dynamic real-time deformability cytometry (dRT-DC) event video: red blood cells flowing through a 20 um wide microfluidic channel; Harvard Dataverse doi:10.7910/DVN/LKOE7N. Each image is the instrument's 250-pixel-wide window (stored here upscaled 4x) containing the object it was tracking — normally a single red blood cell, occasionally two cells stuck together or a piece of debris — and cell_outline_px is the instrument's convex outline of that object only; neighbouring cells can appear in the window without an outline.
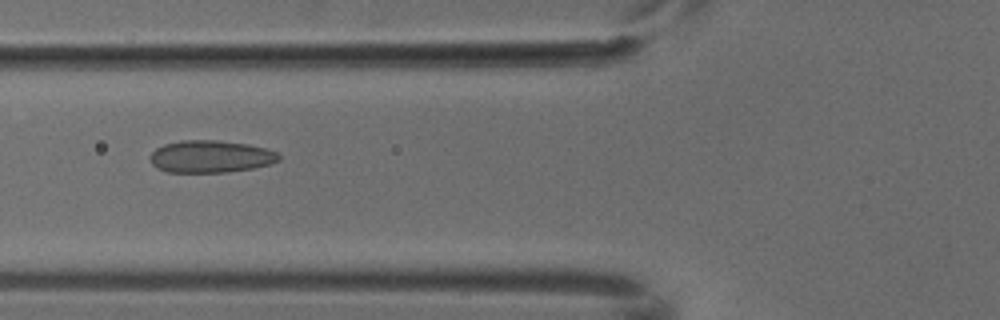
{"species": "common noctule bat (a hibernating species)", "species_latin": "Nyctalus noctula", "temperature_condition": "cold", "stored_images_in_passage": 2, "camera_frame_rate_fps": 3000, "um_per_image_px": 0.085, "animal": {"sex": "male", "body_mass_g": 18.8}, "frame": {"image": 1, "passage_image": 2, "time_ms": 0.333, "image_size_px": [1000, 320], "cell_outline_px": [[280, 160], [272, 164], [252, 168], [228, 172], [168, 172], [156, 168], [152, 164], [152, 152], [156, 148], [164, 144], [180, 140], [216, 140], [248, 144], [264, 148], [276, 152], [280, 156]], "centroid_in_image_um": [17.91, 13.3], "position_along_channel_um": 107.9, "area_um2": 24.16}}